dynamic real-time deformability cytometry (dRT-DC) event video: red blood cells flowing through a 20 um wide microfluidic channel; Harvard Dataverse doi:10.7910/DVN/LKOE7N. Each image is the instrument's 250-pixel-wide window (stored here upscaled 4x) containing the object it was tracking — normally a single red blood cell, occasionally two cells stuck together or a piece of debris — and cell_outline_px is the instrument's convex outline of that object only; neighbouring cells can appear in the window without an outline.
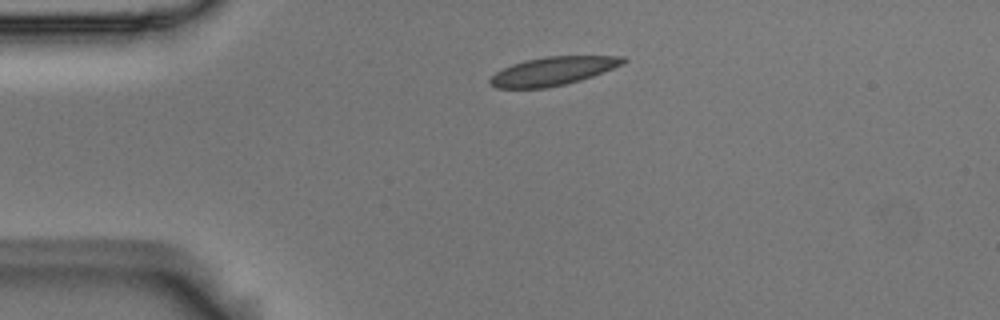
{"species": "Egyptian fruit bat (a non-hibernating species)", "species_latin": "Rousettus aegyptiacus", "temperature_condition": "room temperature", "stored_images_in_passage": 43, "camera_frame_rate_fps": 3000, "um_per_image_px": 0.085, "animal": {"sex": "male"}, "frame": {"image": 1, "passage_image": 1, "time_ms": 0.0, "image_size_px": [1000, 320], "cell_outline_px": [[628, 60], [624, 64], [604, 72], [580, 80], [564, 84], [544, 88], [496, 88], [488, 84], [488, 80], [496, 72], [512, 64], [524, 60], [544, 56], [624, 56]], "centroid_in_image_um": [47.0, 6.03], "position_along_channel_um": 38.0, "area_um2": 22.14}}
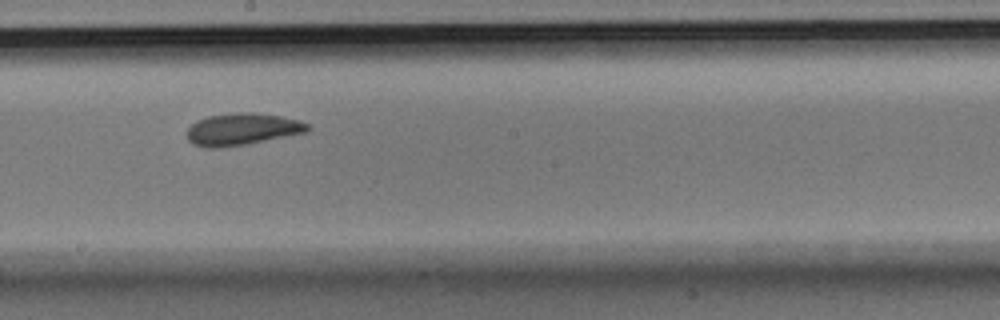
{"frame": {"image": 2, "passage_image": 19, "time_ms": 6.0, "image_size_px": [1000, 320], "cell_outline_px": [[312, 128], [308, 132], [244, 144], [216, 148], [204, 148], [192, 144], [188, 140], [188, 128], [196, 120], [208, 116], [236, 112], [252, 112], [280, 116], [300, 120], [308, 124]], "centroid_in_image_um": [20.59, 10.97], "position_along_channel_um": 227.6, "area_um2": 22.48}}
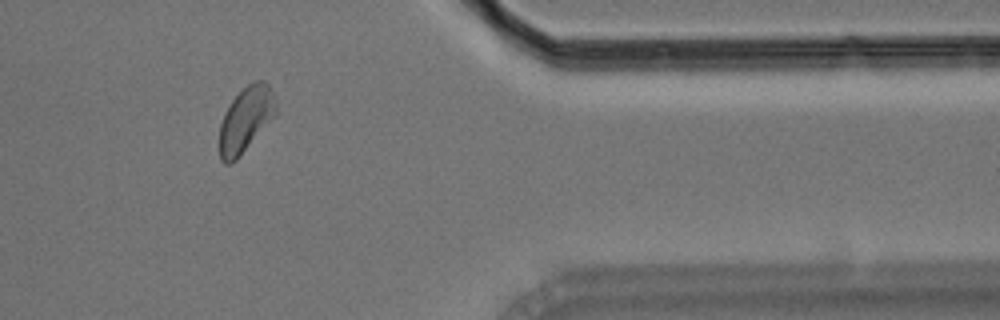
{"frame": {"image": 3, "passage_image": 34, "time_ms": 11.0, "image_size_px": [1000, 320], "cell_outline_px": [[276, 116], [236, 160], [232, 164], [224, 164], [220, 160], [220, 124], [224, 112], [232, 100], [252, 80], [264, 80], [268, 84], [276, 100]], "centroid_in_image_um": [20.9, 10.16], "position_along_channel_um": 390.5, "area_um2": 21.56}, "authors_computed_cell_mechanics": {"area_um2": 21.964, "velocity_mm_per_s": 3.6824, "shape_relaxation_time_tau1_ms": 5.846, "shape_relaxation_time_tau2_ms": 4.4953, "deformation_change_tau1": 0.1264, "deformation_change_tau2": 0.0711}}